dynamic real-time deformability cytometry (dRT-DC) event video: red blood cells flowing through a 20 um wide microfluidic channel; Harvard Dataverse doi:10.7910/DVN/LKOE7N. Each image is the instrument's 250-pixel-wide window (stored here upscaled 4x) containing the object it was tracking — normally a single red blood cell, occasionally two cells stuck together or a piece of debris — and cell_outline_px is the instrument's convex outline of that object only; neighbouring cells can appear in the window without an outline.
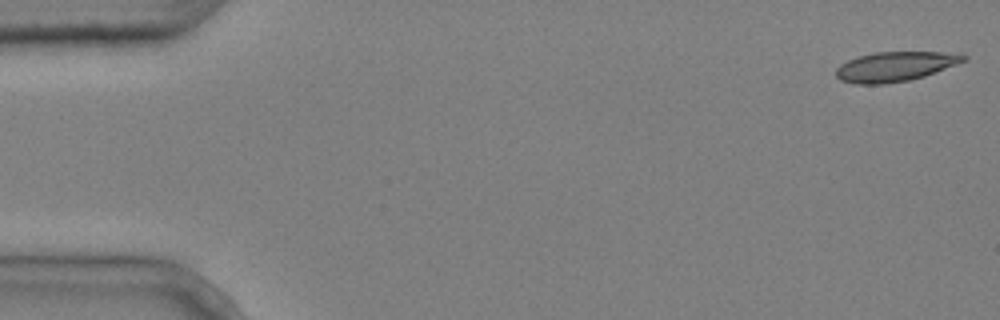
{"species": "common noctule bat (a hibernating species)", "species_latin": "Nyctalus noctula", "temperature_condition": "cold", "stored_images_in_passage": 5, "camera_frame_rate_fps": 3000, "um_per_image_px": 0.085, "animal": {"sex": "male", "body_mass_g": 20.4}, "frame": {"image": 1, "passage_image": 1, "time_ms": 0.0, "image_size_px": [1000, 320], "cell_outline_px": [[968, 60], [924, 76], [908, 80], [884, 84], [852, 84], [840, 80], [836, 76], [836, 68], [840, 64], [848, 60], [860, 56], [876, 52], [960, 52], [968, 56]], "centroid_in_image_um": [76.12, 5.65], "position_along_channel_um": 8.9, "area_um2": 22.2}}
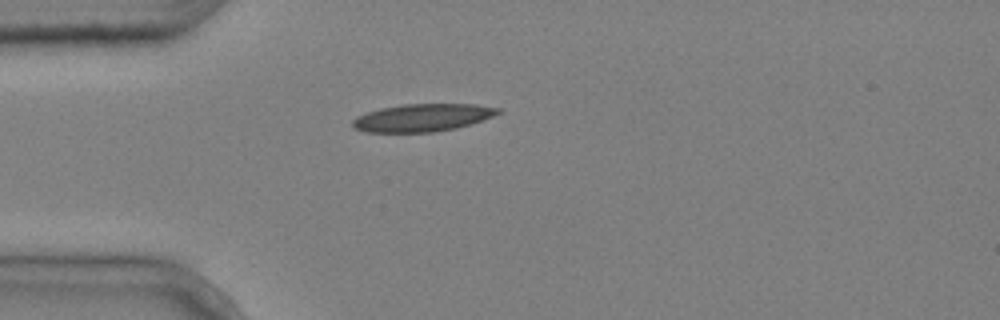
{"frame": {"image": 2, "passage_image": 5, "time_ms": 1.333, "image_size_px": [1000, 320], "cell_outline_px": [[500, 112], [492, 116], [456, 128], [436, 132], [368, 132], [352, 128], [352, 120], [356, 116], [380, 108], [404, 104], [476, 104], [500, 108]], "centroid_in_image_um": [35.86, 10.0], "position_along_channel_um": 49.1, "area_um2": 23.29}}